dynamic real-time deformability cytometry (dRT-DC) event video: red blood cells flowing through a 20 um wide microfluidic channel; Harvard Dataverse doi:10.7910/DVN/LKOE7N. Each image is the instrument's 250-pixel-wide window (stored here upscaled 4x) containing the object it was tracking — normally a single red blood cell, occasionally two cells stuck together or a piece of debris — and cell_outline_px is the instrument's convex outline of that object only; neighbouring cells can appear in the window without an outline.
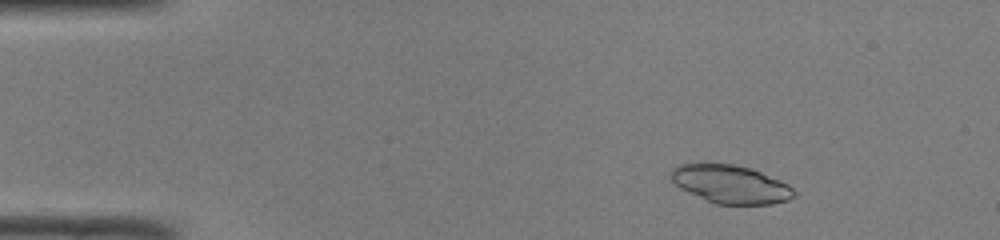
{"species": "common noctule bat (a hibernating species)", "species_latin": "Nyctalus noctula", "temperature_condition": "room temperature", "stored_images_in_passage": 48, "camera_frame_rate_fps": 3000, "um_per_image_px": 0.085, "animal": {"sex": "male", "body_mass_g": 19.0, "forearm_length_mm": 50.8}, "frame": {"image": 1, "passage_image": 6, "time_ms": 1.667, "image_size_px": [1000, 240], "cell_outline_px": [[796, 196], [788, 200], [772, 204], [716, 204], [680, 188], [668, 180], [668, 172], [676, 164], [736, 164], [760, 172], [780, 180], [788, 184], [796, 192]], "centroid_in_image_um": [62.05, 15.65], "position_along_channel_um": 22.9, "area_um2": 27.51}}